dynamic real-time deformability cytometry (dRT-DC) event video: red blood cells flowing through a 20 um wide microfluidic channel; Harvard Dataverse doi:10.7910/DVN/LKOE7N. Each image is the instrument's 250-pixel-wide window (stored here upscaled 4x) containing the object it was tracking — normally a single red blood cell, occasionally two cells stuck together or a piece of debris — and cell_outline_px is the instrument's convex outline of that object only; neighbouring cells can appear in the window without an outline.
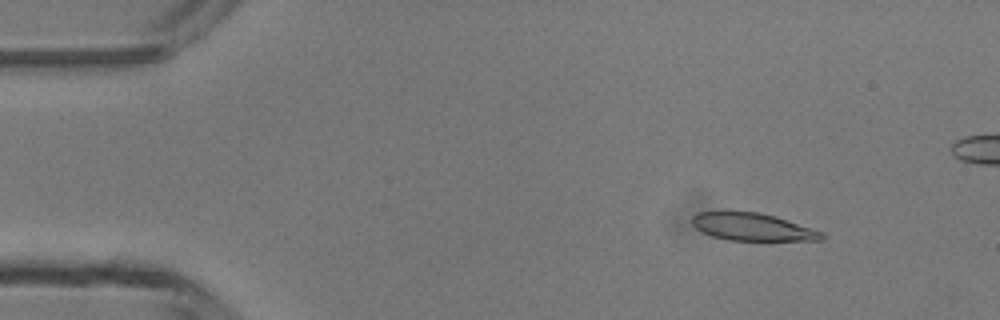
{"species": "common noctule bat (a hibernating species)", "species_latin": "Nyctalus noctula", "temperature_condition": "room temperature", "stored_images_in_passage": 5, "camera_frame_rate_fps": 3000, "um_per_image_px": 0.085, "animal": {"sex": "male", "body_mass_g": 13.3}, "frame": {"image": 1, "passage_image": 2, "time_ms": 1.333, "image_size_px": [1000, 320], "cell_outline_px": [[824, 240], [728, 240], [712, 236], [696, 228], [692, 224], [692, 216], [696, 212], [724, 208], [760, 212], [776, 216], [824, 232]], "centroid_in_image_um": [63.88, 19.23], "position_along_channel_um": 21.1, "area_um2": 21.62}}